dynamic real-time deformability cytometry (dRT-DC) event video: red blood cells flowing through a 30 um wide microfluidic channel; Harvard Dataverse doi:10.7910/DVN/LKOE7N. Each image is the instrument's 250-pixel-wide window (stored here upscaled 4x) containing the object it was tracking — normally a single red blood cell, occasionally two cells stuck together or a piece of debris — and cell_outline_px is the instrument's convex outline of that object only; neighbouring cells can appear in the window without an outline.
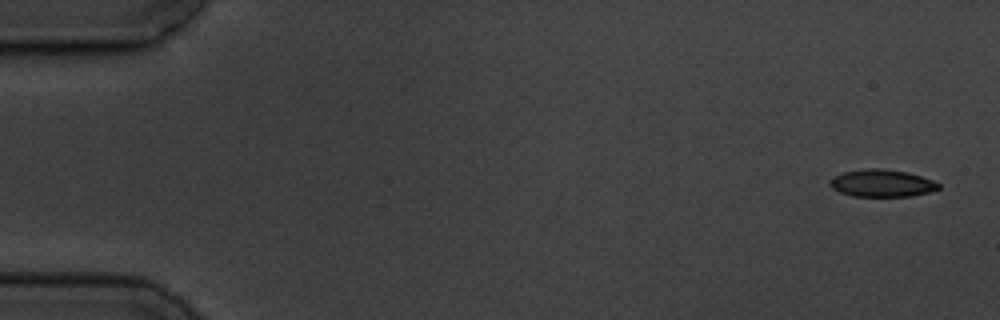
{"species": "common noctule bat (a hibernating species)", "species_latin": "Nyctalus noctula", "temperature_condition": "cold", "stored_images_in_passage": 6, "camera_frame_rate_fps": 3000, "um_per_image_px": 0.085, "animal": {"sex": "male", "body_mass_g": 19.5, "forearm_length_mm": 54.6}, "frame": {"image": 1, "passage_image": 1, "time_ms": 0.0, "image_size_px": [1000, 320], "cell_outline_px": [[940, 188], [928, 192], [908, 196], [852, 196], [840, 192], [832, 188], [832, 180], [836, 176], [844, 172], [864, 168], [884, 168], [908, 172], [932, 180], [940, 184]], "centroid_in_image_um": [74.99, 15.56], "position_along_channel_um": 10.0, "area_um2": 17.05}}